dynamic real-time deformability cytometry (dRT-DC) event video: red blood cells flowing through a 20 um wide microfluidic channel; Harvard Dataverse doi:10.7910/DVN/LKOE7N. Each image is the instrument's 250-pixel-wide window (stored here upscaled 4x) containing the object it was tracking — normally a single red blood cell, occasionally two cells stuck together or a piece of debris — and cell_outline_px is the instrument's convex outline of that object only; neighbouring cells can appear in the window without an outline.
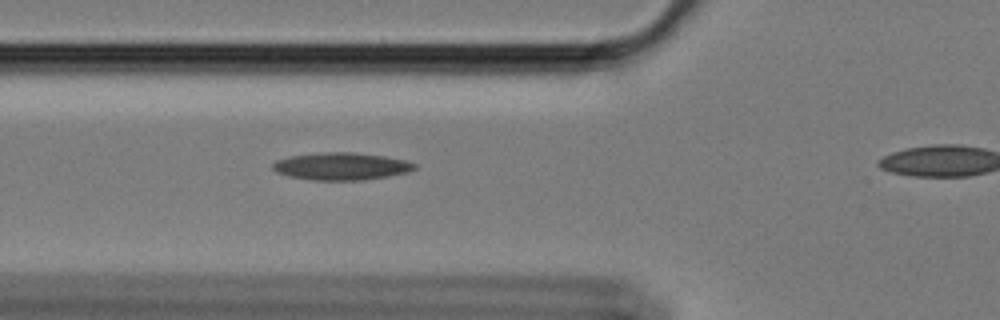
{"species": "Egyptian fruit bat (a non-hibernating species)", "species_latin": "Rousettus aegyptiacus", "temperature_condition": "cold", "stored_images_in_passage": 45, "camera_frame_rate_fps": 3000, "um_per_image_px": 0.085, "animal": {"sex": "female"}, "frame": {"image": 1, "passage_image": 15, "time_ms": 4.667, "image_size_px": [1000, 320], "cell_outline_px": [[416, 168], [408, 172], [388, 176], [360, 180], [312, 180], [288, 176], [276, 172], [272, 168], [272, 164], [276, 160], [292, 156], [320, 152], [352, 152], [384, 156], [408, 160], [416, 164]], "centroid_in_image_um": [29.01, 14.13], "position_along_channel_um": 96.8, "area_um2": 22.66}}
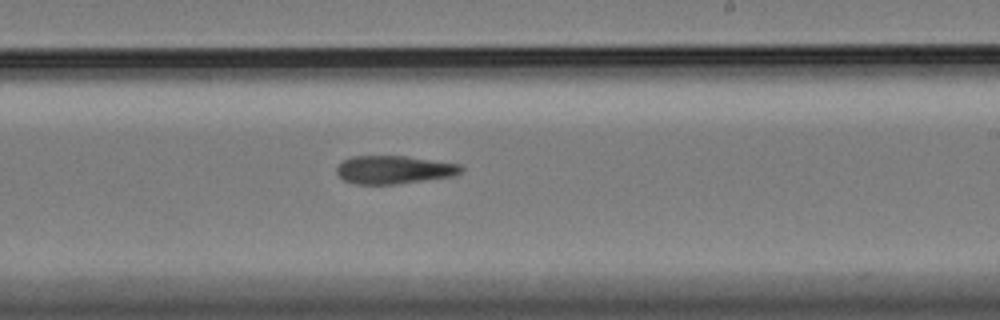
{"frame": {"image": 2, "passage_image": 29, "time_ms": 9.333, "image_size_px": [1000, 320], "cell_outline_px": [[464, 168], [460, 172], [452, 176], [396, 184], [356, 184], [344, 180], [336, 172], [336, 168], [344, 160], [352, 156], [404, 156], [460, 164]], "centroid_in_image_um": [33.47, 14.42], "position_along_channel_um": 255.5, "area_um2": 20.17}}
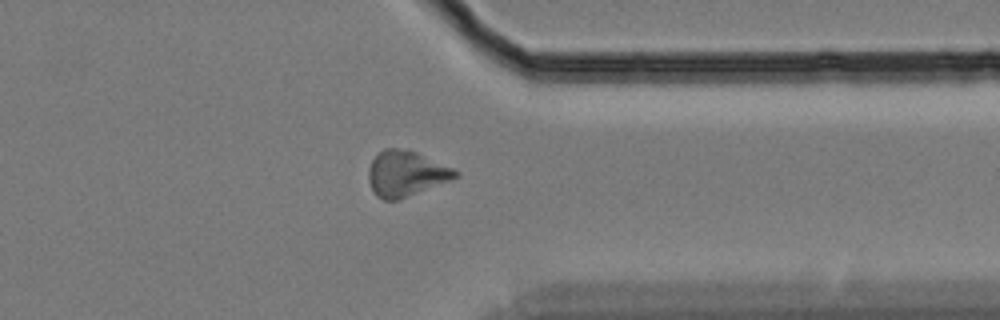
{"frame": {"image": 3, "passage_image": 40, "time_ms": 13.0, "image_size_px": [1000, 320], "cell_outline_px": [[460, 176], [452, 180], [400, 200], [384, 200], [376, 196], [368, 180], [368, 168], [372, 160], [384, 148], [400, 148], [416, 152], [452, 168], [460, 172]], "centroid_in_image_um": [34.51, 14.78], "position_along_channel_um": 376.9, "area_um2": 23.12}}